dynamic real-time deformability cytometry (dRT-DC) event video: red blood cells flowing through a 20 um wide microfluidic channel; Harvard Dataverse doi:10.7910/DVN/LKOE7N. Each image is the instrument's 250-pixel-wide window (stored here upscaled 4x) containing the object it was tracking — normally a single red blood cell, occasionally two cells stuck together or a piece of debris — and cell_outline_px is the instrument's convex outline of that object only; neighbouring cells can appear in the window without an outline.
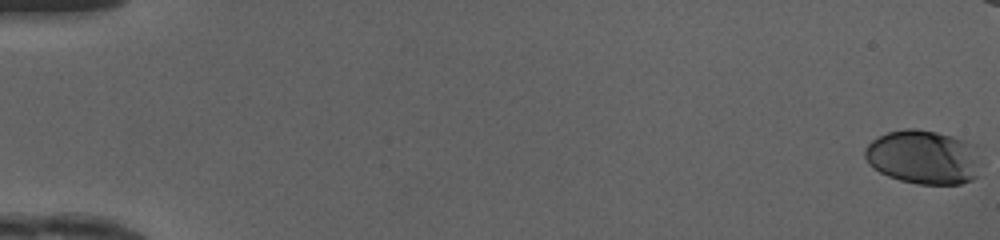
{"species": "human", "species_latin": "Homo sapiens", "temperature_condition": "cold", "stored_images_in_passage": 45, "camera_frame_rate_fps": 3000, "um_per_image_px": 0.085, "donor": {"sex": "female"}, "frame": {"image": 1, "passage_image": 1, "time_ms": 0.0, "image_size_px": [1000, 240], "cell_outline_px": [[984, 176], [960, 184], [916, 184], [900, 180], [888, 176], [880, 172], [868, 164], [864, 156], [864, 148], [872, 140], [888, 132], [904, 128], [916, 128], [936, 132], [952, 136], [976, 144]], "centroid_in_image_um": [78.57, 13.37], "position_along_channel_um": 6.4, "area_um2": 37.45}}
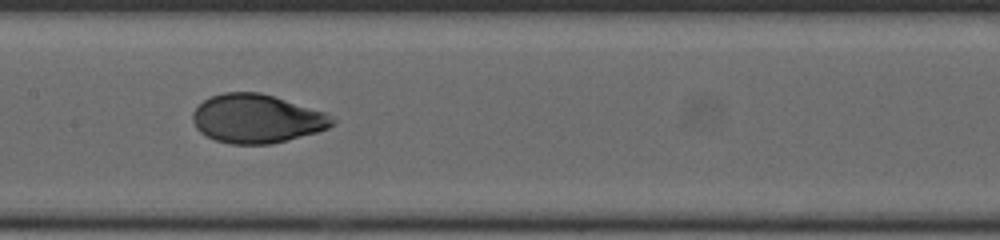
{"frame": {"image": 2, "passage_image": 27, "time_ms": 8.667, "image_size_px": [1000, 240], "cell_outline_px": [[336, 124], [328, 128], [316, 132], [268, 144], [232, 144], [216, 140], [200, 132], [196, 128], [192, 120], [192, 112], [204, 100], [212, 96], [224, 92], [260, 92], [324, 112], [336, 120]], "centroid_in_image_um": [21.8, 10.08], "position_along_channel_um": 185.6, "area_um2": 39.19}}
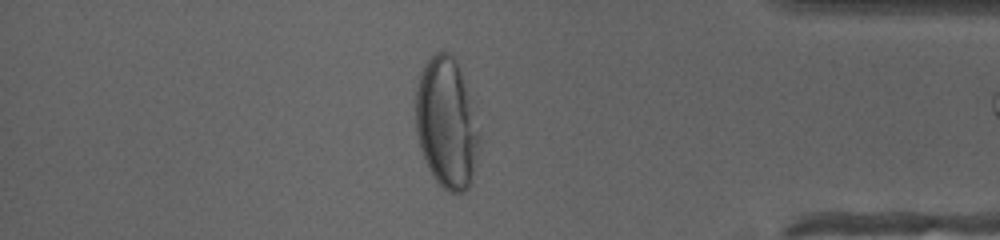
{"frame": {"image": 3, "passage_image": 44, "time_ms": 14.333, "image_size_px": [1000, 240], "cell_outline_px": [[480, 144], [476, 164], [472, 180], [468, 188], [464, 192], [448, 192], [436, 180], [428, 168], [420, 148], [416, 128], [416, 88], [420, 72], [428, 60], [436, 52], [448, 52], [456, 56], [480, 128]], "centroid_in_image_um": [37.99, 10.46], "position_along_channel_um": 397.2, "area_um2": 48.78}}